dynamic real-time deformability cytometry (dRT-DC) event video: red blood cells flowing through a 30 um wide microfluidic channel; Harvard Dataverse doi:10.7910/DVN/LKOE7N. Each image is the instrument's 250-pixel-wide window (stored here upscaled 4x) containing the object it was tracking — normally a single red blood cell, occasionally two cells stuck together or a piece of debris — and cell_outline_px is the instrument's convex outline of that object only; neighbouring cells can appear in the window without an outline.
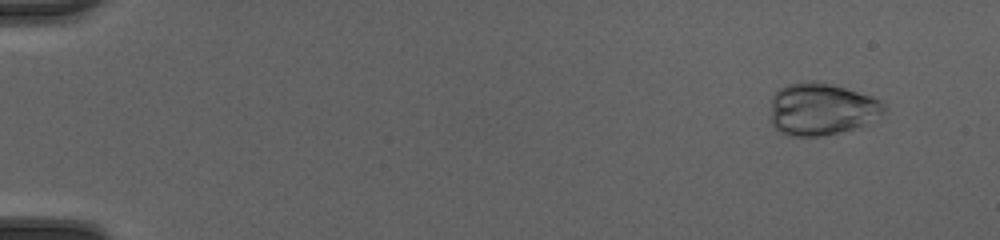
{"species": "common noctule bat (a hibernating species)", "species_latin": "Nyctalus noctula", "temperature_condition": "cold", "stored_images_in_passage": 49, "camera_frame_rate_fps": 3000, "um_per_image_px": 0.085, "animal": {"sex": "female", "body_mass_g": 20.0, "forearm_length_mm": 54.0}, "frame": {"image": 1, "passage_image": 4, "time_ms": 1.0, "image_size_px": [1000, 240], "cell_outline_px": [[888, 108], [884, 112], [860, 128], [824, 136], [788, 136], [780, 132], [768, 120], [772, 96], [780, 88], [788, 84], [804, 80], [820, 80], [872, 96], [880, 100]], "centroid_in_image_um": [69.8, 9.27], "position_along_channel_um": 15.2, "area_um2": 35.49}}
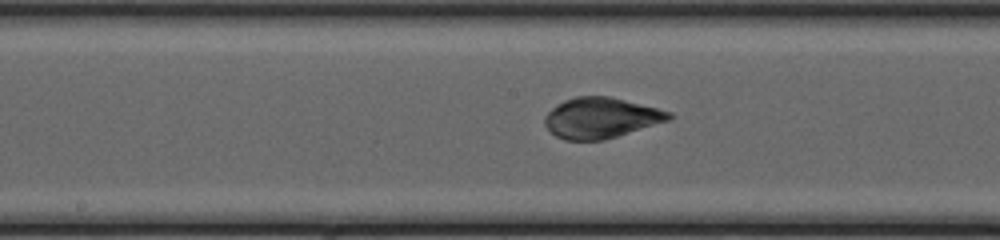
{"frame": {"image": 2, "passage_image": 27, "time_ms": 8.667, "image_size_px": [1000, 240], "cell_outline_px": [[676, 116], [672, 120], [604, 140], [564, 140], [556, 136], [544, 124], [544, 116], [556, 104], [564, 100], [576, 96], [608, 96], [672, 112]], "centroid_in_image_um": [51.1, 10.02], "position_along_channel_um": 197.1, "area_um2": 29.48}}
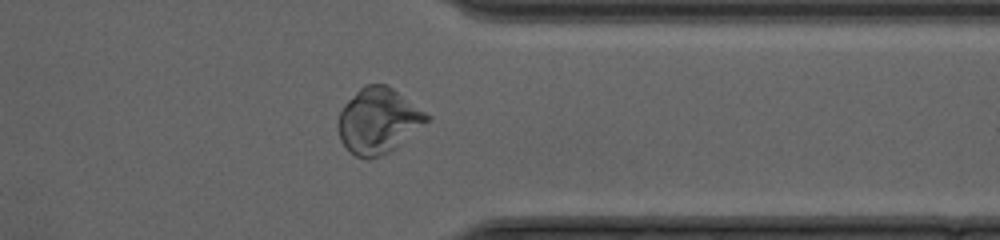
{"frame": {"image": 3, "passage_image": 40, "time_ms": 13.0, "image_size_px": [1000, 240], "cell_outline_px": [[432, 116], [428, 120], [396, 148], [380, 156], [368, 160], [356, 156], [340, 140], [340, 112], [344, 104], [364, 84], [384, 84], [392, 88]], "centroid_in_image_um": [32.17, 10.26], "position_along_channel_um": 379.2, "area_um2": 33.18}}